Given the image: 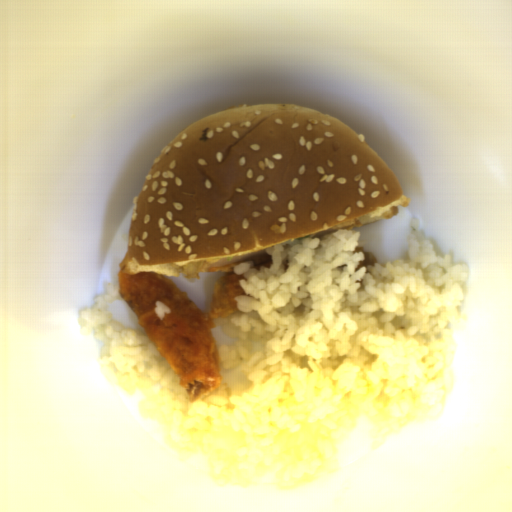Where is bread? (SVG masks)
Here are the masks:
<instances>
[{"label":"bread","mask_w":512,"mask_h":512,"mask_svg":"<svg viewBox=\"0 0 512 512\" xmlns=\"http://www.w3.org/2000/svg\"><path fill=\"white\" fill-rule=\"evenodd\" d=\"M363 138L312 108L260 104L199 119L161 151L132 212L128 274L297 245L351 218L361 226L410 206Z\"/></svg>","instance_id":"8d2b1439"}]
</instances>
